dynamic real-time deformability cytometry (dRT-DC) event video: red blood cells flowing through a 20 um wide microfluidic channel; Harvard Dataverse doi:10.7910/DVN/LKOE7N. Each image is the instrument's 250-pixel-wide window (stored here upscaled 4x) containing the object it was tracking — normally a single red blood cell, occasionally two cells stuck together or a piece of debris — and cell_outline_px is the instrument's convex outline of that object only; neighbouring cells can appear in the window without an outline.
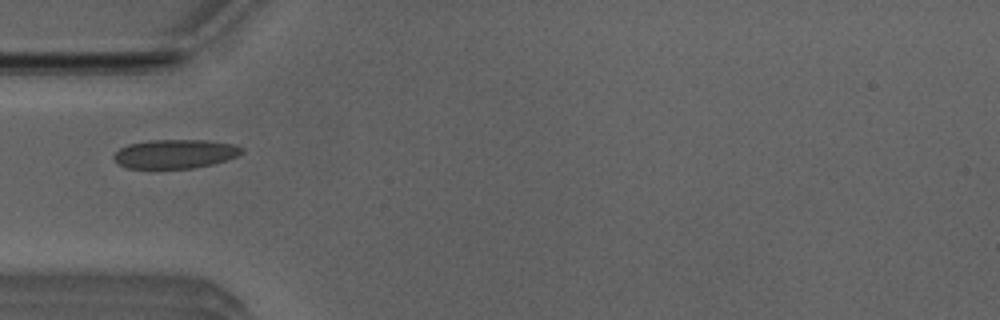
{"species": "Egyptian fruit bat (a non-hibernating species)", "species_latin": "Rousettus aegyptiacus", "temperature_condition": "room temperature", "stored_images_in_passage": 38, "camera_frame_rate_fps": 3000, "um_per_image_px": 0.085, "animal": {"sex": "male"}, "frame": {"image": 1, "passage_image": 3, "time_ms": 0.667, "image_size_px": [1000, 320], "cell_outline_px": [[244, 152], [236, 156], [212, 164], [192, 168], [128, 168], [120, 164], [112, 156], [120, 148], [128, 144], [148, 140], [208, 140], [236, 144], [244, 148]], "centroid_in_image_um": [14.91, 13.06], "position_along_channel_um": 70.1, "area_um2": 21.56}}
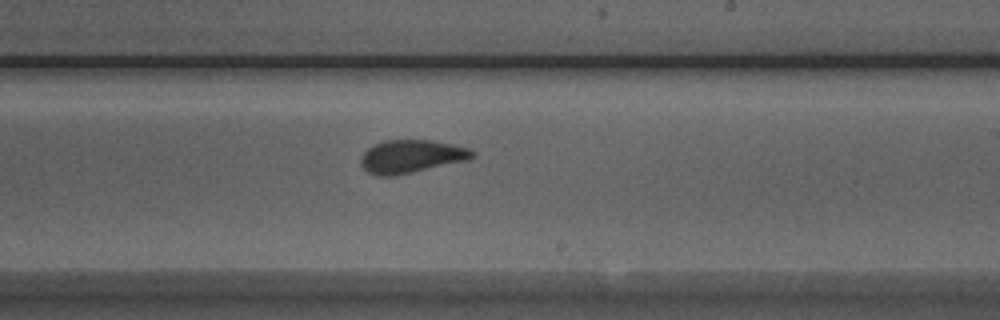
{"frame": {"image": 2, "passage_image": 17, "time_ms": 5.333, "image_size_px": [1000, 320], "cell_outline_px": [[476, 156], [468, 160], [396, 176], [376, 176], [368, 172], [364, 168], [360, 160], [364, 152], [368, 148], [384, 140], [432, 140], [452, 144], [468, 148], [476, 152]], "centroid_in_image_um": [34.99, 13.3], "position_along_channel_um": 254.0, "area_um2": 21.56}}
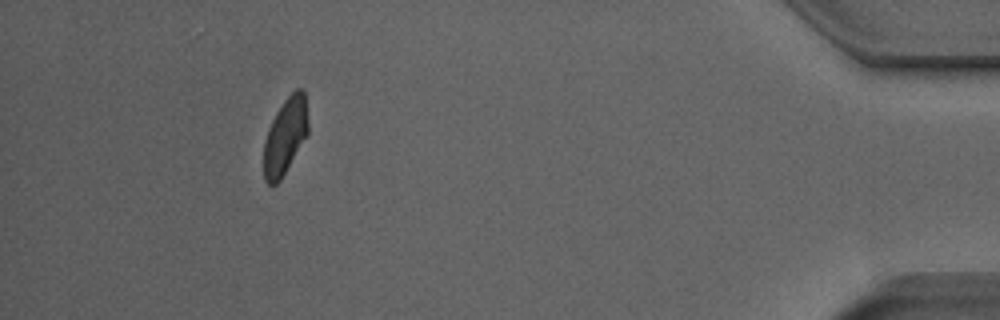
{"frame": {"image": 3, "passage_image": 34, "time_ms": 11.0, "image_size_px": [1000, 320], "cell_outline_px": [[308, 132], [280, 180], [276, 184], [268, 184], [264, 180], [264, 140], [268, 128], [276, 112], [284, 100], [296, 88], [300, 88], [304, 92], [308, 120]], "centroid_in_image_um": [24.23, 11.55], "position_along_channel_um": 411.0, "area_um2": 19.42}, "authors_computed_cell_mechanics": {"area_um2": 21.1259, "velocity_mm_per_s": 3.9289, "shape_relaxation_time_tau1_ms": 10.11, "shape_relaxation_time_tau2_ms": 0.6717, "deformation_change_tau1": 0.2004, "deformation_change_tau2": 0.0423}}